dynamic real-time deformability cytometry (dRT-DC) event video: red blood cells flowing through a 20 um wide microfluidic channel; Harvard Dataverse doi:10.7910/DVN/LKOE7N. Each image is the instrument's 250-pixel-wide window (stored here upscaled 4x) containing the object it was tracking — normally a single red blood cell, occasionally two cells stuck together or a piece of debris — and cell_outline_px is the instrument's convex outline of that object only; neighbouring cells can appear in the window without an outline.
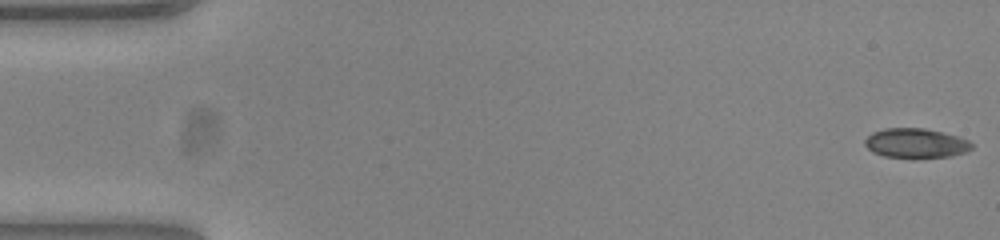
{"species": "common noctule bat (a hibernating species)", "species_latin": "Nyctalus noctula", "temperature_condition": "warm", "stored_images_in_passage": 53, "camera_frame_rate_fps": 3000, "um_per_image_px": 0.085, "animal": {"sex": "female", "body_mass_g": 23.0, "forearm_length_mm": 53.4}, "frame": {"image": 1, "passage_image": 1, "time_ms": 0.0, "image_size_px": [1000, 240], "cell_outline_px": [[972, 148], [968, 152], [952, 156], [884, 156], [872, 152], [864, 144], [864, 140], [872, 132], [884, 128], [924, 128], [956, 136], [968, 140], [972, 144]], "centroid_in_image_um": [77.83, 12.15], "position_along_channel_um": 7.2, "area_um2": 17.98}}
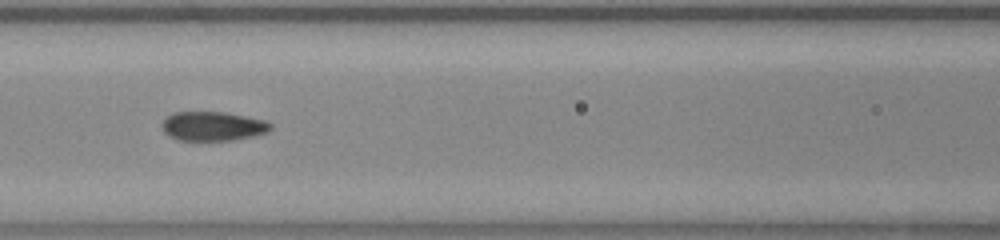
{"frame": {"image": 2, "passage_image": 23, "time_ms": 7.333, "image_size_px": [1000, 240], "cell_outline_px": [[272, 128], [268, 132], [252, 136], [232, 140], [180, 140], [168, 136], [164, 132], [160, 124], [172, 112], [224, 112], [264, 120], [272, 124]], "centroid_in_image_um": [18.07, 10.72], "position_along_channel_um": 148.5, "area_um2": 18.44}}
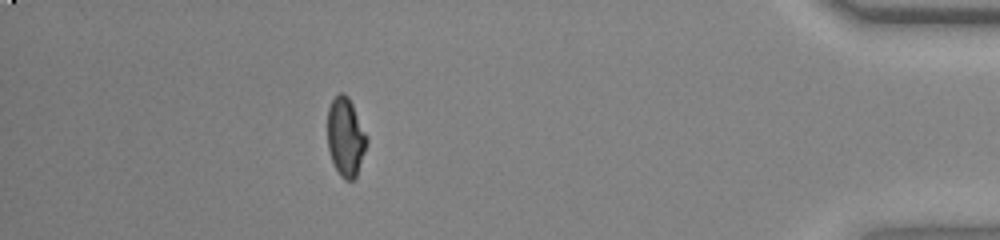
{"frame": {"image": 3, "passage_image": 47, "time_ms": 15.333, "image_size_px": [1000, 240], "cell_outline_px": [[368, 140], [356, 176], [352, 180], [344, 180], [340, 176], [332, 164], [328, 148], [328, 108], [332, 100], [340, 92], [344, 92], [348, 96], [368, 136]], "centroid_in_image_um": [29.37, 11.65], "position_along_channel_um": 405.8, "area_um2": 18.03}, "authors_computed_cell_mechanics": {"area_um2": 18.8428, "velocity_mm_per_s": 3.8811, "shape_relaxation_time_tau1_ms": 7.2235, "shape_relaxation_time_tau2_ms": null, "deformation_change_tau1": 0.1844, "deformation_change_tau2": null}}